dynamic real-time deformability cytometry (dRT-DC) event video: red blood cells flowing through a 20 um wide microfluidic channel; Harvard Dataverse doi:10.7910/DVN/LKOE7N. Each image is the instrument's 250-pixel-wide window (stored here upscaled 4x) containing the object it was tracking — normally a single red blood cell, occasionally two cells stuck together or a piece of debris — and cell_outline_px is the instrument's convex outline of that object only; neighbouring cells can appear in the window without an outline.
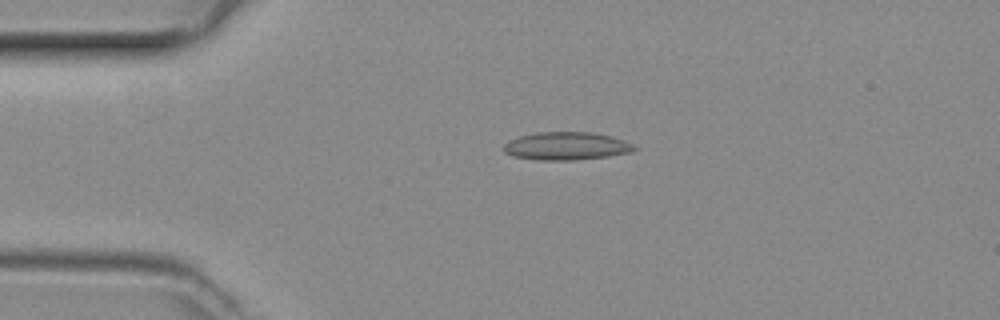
{"species": "common noctule bat (a hibernating species)", "species_latin": "Nyctalus noctula", "temperature_condition": "room temperature", "stored_images_in_passage": 39, "camera_frame_rate_fps": 3000, "um_per_image_px": 0.085, "animal": {"sex": "female", "body_mass_g": 29.2, "forearm_length_mm": 56.3}, "frame": {"image": 1, "passage_image": 2, "time_ms": 0.333, "image_size_px": [1000, 320], "cell_outline_px": [[636, 148], [628, 152], [608, 156], [572, 160], [540, 160], [512, 156], [504, 152], [504, 144], [520, 136], [536, 132], [592, 132], [612, 136], [624, 140], [632, 144]], "centroid_in_image_um": [48.12, 12.41], "position_along_channel_um": 36.9, "area_um2": 21.04}}
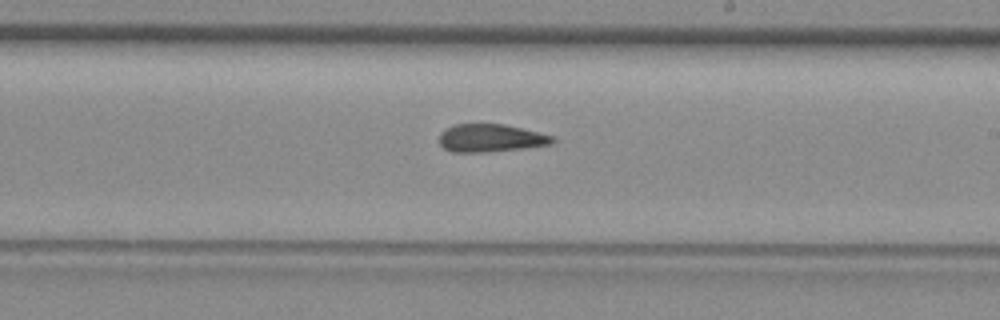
{"frame": {"image": 2, "passage_image": 19, "time_ms": 6.0, "image_size_px": [1000, 320], "cell_outline_px": [[556, 140], [552, 144], [524, 148], [488, 152], [452, 152], [444, 148], [440, 144], [440, 132], [456, 124], [504, 124], [552, 136]], "centroid_in_image_um": [41.7, 11.74], "position_along_channel_um": 247.3, "area_um2": 18.21}}
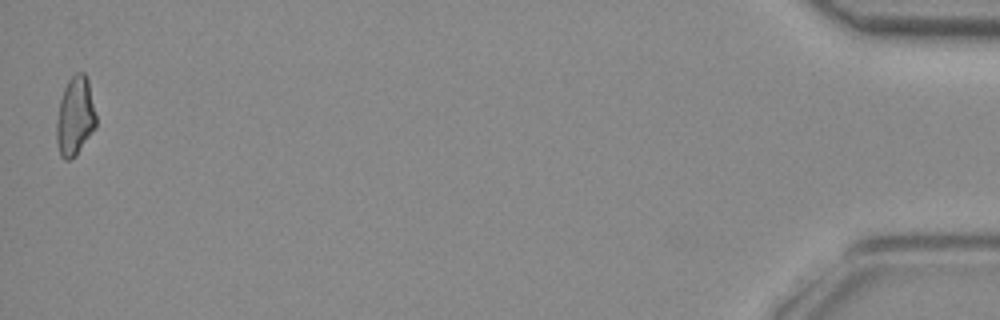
{"frame": {"image": 3, "passage_image": 39, "time_ms": 12.667, "image_size_px": [1000, 320], "cell_outline_px": [[96, 128], [76, 156], [68, 160], [64, 160], [60, 156], [56, 140], [56, 120], [60, 100], [64, 88], [68, 80], [76, 72], [84, 72], [88, 80], [96, 116]], "centroid_in_image_um": [6.38, 9.92], "position_along_channel_um": 428.8, "area_um2": 18.38}}